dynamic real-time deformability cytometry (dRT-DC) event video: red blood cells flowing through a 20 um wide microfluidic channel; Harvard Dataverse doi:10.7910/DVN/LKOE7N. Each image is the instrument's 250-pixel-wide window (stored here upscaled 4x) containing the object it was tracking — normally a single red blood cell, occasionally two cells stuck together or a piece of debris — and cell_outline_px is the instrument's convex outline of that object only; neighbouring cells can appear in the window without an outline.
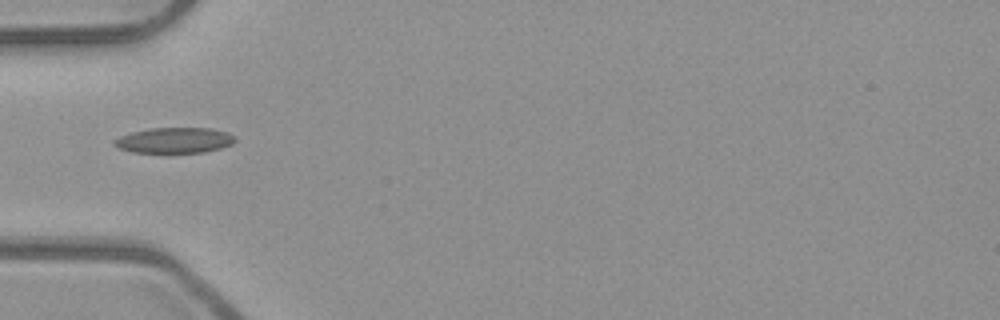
{"species": "common noctule bat (a hibernating species)", "species_latin": "Nyctalus noctula", "temperature_condition": "room temperature", "stored_images_in_passage": 1, "camera_frame_rate_fps": 3000, "um_per_image_px": 0.085, "animal": {"sex": "male", "body_mass_g": 23.1, "forearm_length_mm": 52.7}, "frame": {"image": 1, "passage_image": 1, "time_ms": 0.0, "image_size_px": [1000, 320], "cell_outline_px": [[236, 140], [232, 144], [220, 148], [204, 152], [132, 152], [120, 148], [112, 144], [112, 140], [120, 136], [132, 132], [148, 128], [212, 128], [228, 132], [236, 136]], "centroid_in_image_um": [14.84, 11.91], "position_along_channel_um": 70.2, "area_um2": 18.03}}